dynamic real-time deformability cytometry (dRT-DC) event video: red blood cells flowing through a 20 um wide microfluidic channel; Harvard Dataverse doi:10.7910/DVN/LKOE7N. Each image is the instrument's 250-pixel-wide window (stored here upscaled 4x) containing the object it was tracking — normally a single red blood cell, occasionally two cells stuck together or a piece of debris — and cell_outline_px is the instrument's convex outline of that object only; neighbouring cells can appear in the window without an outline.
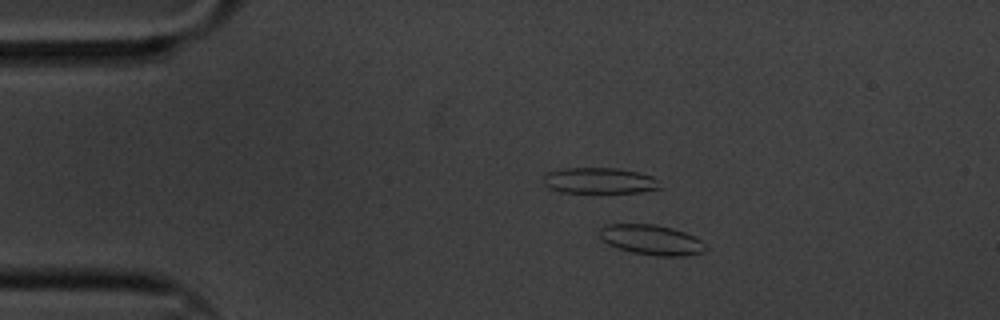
{"species": "common noctule bat (a hibernating species)", "species_latin": "Nyctalus noctula", "temperature_condition": "cold", "stored_images_in_passage": 61, "camera_frame_rate_fps": 3000, "um_per_image_px": 0.085, "animal": {"sex": "male", "body_mass_g": 20.1, "forearm_length_mm": 53.5}, "frame": {"image": 1, "passage_image": 11, "time_ms": 3.333, "image_size_px": [1000, 320], "cell_outline_px": [[708, 248], [704, 252], [684, 256], [660, 256], [632, 252], [608, 244], [600, 236], [600, 228], [604, 224], [656, 224], [672, 228], [684, 232], [700, 240]], "centroid_in_image_um": [55.38, 20.38], "position_along_channel_um": 29.6, "area_um2": 18.44}}
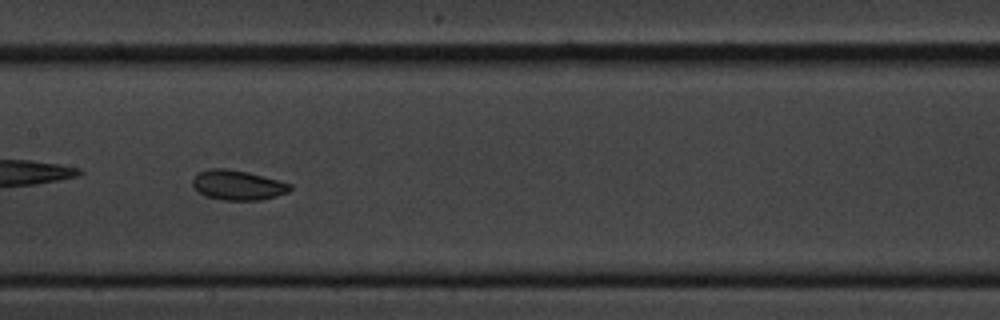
{"frame": {"image": 2, "passage_image": 30, "time_ms": 9.667, "image_size_px": [1000, 320], "cell_outline_px": [[292, 188], [288, 192], [276, 196], [260, 200], [224, 200], [204, 196], [192, 184], [192, 180], [200, 172], [208, 168], [228, 168], [248, 172], [292, 184]], "centroid_in_image_um": [20.22, 15.73], "position_along_channel_um": 187.2, "area_um2": 16.88}}
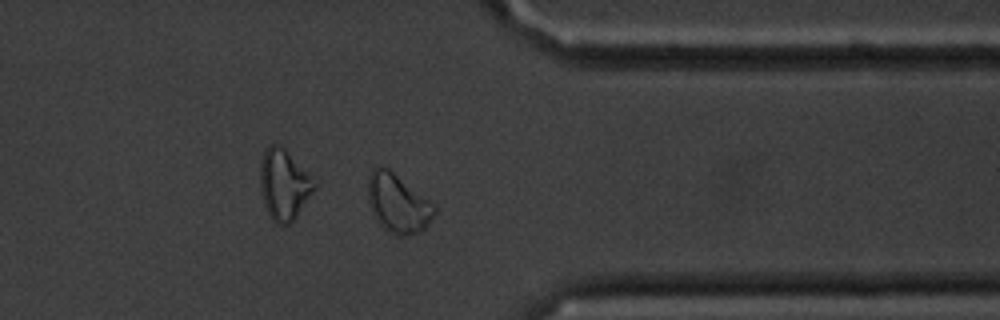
{"frame": {"image": 3, "passage_image": 48, "time_ms": 15.667, "image_size_px": [1000, 320], "cell_outline_px": [[436, 212], [428, 224], [420, 232], [408, 236], [396, 236], [384, 228], [376, 220], [368, 204], [368, 176], [372, 168], [380, 164], [388, 168], [436, 204]], "centroid_in_image_um": [33.82, 17.27], "position_along_channel_um": 377.6, "area_um2": 23.18}, "authors_computed_cell_mechanics": {"area_um2": 18.4382, "velocity_mm_per_s": 3.2786, "shape_relaxation_time_tau1_ms": 2.0522, "shape_relaxation_time_tau2_ms": 3.8319, "deformation_change_tau1": 0.0779, "deformation_change_tau2": 0.0798}}